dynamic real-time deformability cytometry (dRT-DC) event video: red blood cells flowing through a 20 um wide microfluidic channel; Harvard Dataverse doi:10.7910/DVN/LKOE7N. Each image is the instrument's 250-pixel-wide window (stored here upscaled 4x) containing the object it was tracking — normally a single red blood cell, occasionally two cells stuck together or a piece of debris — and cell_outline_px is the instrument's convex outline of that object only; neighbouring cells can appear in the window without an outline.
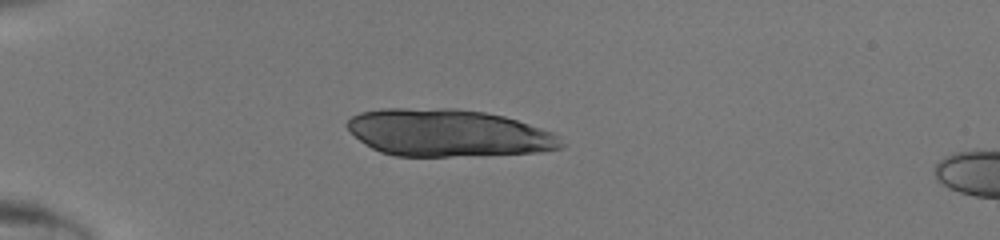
{"species": "human", "species_latin": "Homo sapiens", "temperature_condition": "room temperature", "stored_images_in_passage": 14, "camera_frame_rate_fps": 3000, "um_per_image_px": 0.085, "donor": {"sex": "male"}, "frame": {"image": 1, "passage_image": 12, "time_ms": 3.667, "image_size_px": [1000, 240], "cell_outline_px": [[540, 148], [520, 152], [436, 156], [408, 156], [388, 152], [376, 148], [368, 144], [360, 136], [480, 116], [496, 116], [512, 120], [520, 124], [528, 132]], "centroid_in_image_um": [38.79, 11.75], "position_along_channel_um": 46.2, "area_um2": 35.6}}